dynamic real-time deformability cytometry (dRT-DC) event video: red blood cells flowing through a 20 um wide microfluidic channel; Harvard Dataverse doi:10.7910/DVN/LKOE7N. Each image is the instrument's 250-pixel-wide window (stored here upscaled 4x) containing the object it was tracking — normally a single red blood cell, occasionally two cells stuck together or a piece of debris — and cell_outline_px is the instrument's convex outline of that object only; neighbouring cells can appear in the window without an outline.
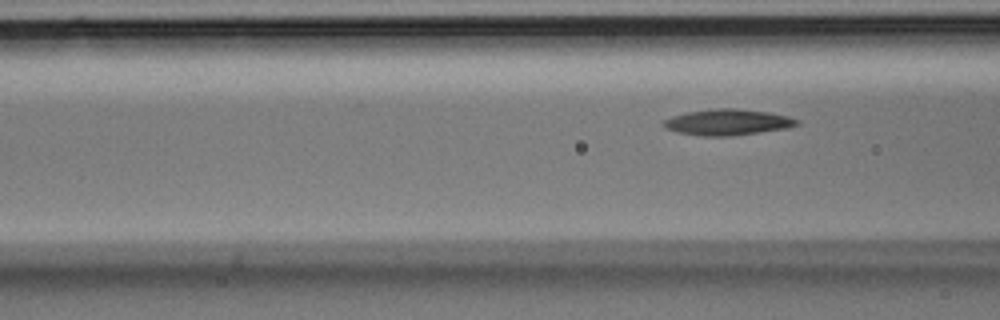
{"species": "Egyptian fruit bat (a non-hibernating species)", "species_latin": "Rousettus aegyptiacus", "temperature_condition": "room temperature", "stored_images_in_passage": 4, "camera_frame_rate_fps": 3000, "um_per_image_px": 0.085, "animal": {"sex": "male"}, "frame": {"image": 1, "passage_image": 4, "time_ms": 1.0, "image_size_px": [1000, 320], "cell_outline_px": [[800, 124], [788, 128], [732, 136], [704, 136], [676, 132], [660, 124], [664, 120], [672, 116], [688, 112], [712, 108], [732, 108], [768, 112], [788, 116], [800, 120]], "centroid_in_image_um": [61.86, 10.38], "position_along_channel_um": 104.7, "area_um2": 20.23}}